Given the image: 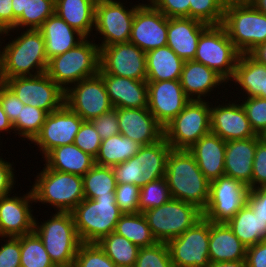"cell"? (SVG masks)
<instances>
[{"mask_svg": "<svg viewBox=\"0 0 266 267\" xmlns=\"http://www.w3.org/2000/svg\"><path fill=\"white\" fill-rule=\"evenodd\" d=\"M141 147V144L119 133L102 140L95 164L112 167L134 157Z\"/></svg>", "mask_w": 266, "mask_h": 267, "instance_id": "d590c367", "label": "cell"}, {"mask_svg": "<svg viewBox=\"0 0 266 267\" xmlns=\"http://www.w3.org/2000/svg\"><path fill=\"white\" fill-rule=\"evenodd\" d=\"M91 40V41H90ZM100 49L94 38L48 60L46 74L64 91L99 73Z\"/></svg>", "mask_w": 266, "mask_h": 267, "instance_id": "277c9868", "label": "cell"}, {"mask_svg": "<svg viewBox=\"0 0 266 267\" xmlns=\"http://www.w3.org/2000/svg\"><path fill=\"white\" fill-rule=\"evenodd\" d=\"M226 2H236V1H248V0H225Z\"/></svg>", "mask_w": 266, "mask_h": 267, "instance_id": "89a4df30", "label": "cell"}, {"mask_svg": "<svg viewBox=\"0 0 266 267\" xmlns=\"http://www.w3.org/2000/svg\"><path fill=\"white\" fill-rule=\"evenodd\" d=\"M168 18L189 17V0H149Z\"/></svg>", "mask_w": 266, "mask_h": 267, "instance_id": "db71d44e", "label": "cell"}, {"mask_svg": "<svg viewBox=\"0 0 266 267\" xmlns=\"http://www.w3.org/2000/svg\"><path fill=\"white\" fill-rule=\"evenodd\" d=\"M13 39L5 46L2 45L3 41L0 42L4 81L46 73L48 59L42 33L37 29H23Z\"/></svg>", "mask_w": 266, "mask_h": 267, "instance_id": "7a4b0ae2", "label": "cell"}, {"mask_svg": "<svg viewBox=\"0 0 266 267\" xmlns=\"http://www.w3.org/2000/svg\"><path fill=\"white\" fill-rule=\"evenodd\" d=\"M120 0H97L95 4L94 31L103 36L99 49L117 43H127L131 37L132 22L137 7L128 6Z\"/></svg>", "mask_w": 266, "mask_h": 267, "instance_id": "7c38bea8", "label": "cell"}, {"mask_svg": "<svg viewBox=\"0 0 266 267\" xmlns=\"http://www.w3.org/2000/svg\"><path fill=\"white\" fill-rule=\"evenodd\" d=\"M0 103L10 122L14 124L20 116L21 106L24 104L5 84L0 88Z\"/></svg>", "mask_w": 266, "mask_h": 267, "instance_id": "11a10c76", "label": "cell"}, {"mask_svg": "<svg viewBox=\"0 0 266 267\" xmlns=\"http://www.w3.org/2000/svg\"><path fill=\"white\" fill-rule=\"evenodd\" d=\"M157 242L167 243L179 237L203 217V211L188 202L170 199L167 203L143 212Z\"/></svg>", "mask_w": 266, "mask_h": 267, "instance_id": "9c48e42d", "label": "cell"}, {"mask_svg": "<svg viewBox=\"0 0 266 267\" xmlns=\"http://www.w3.org/2000/svg\"><path fill=\"white\" fill-rule=\"evenodd\" d=\"M117 234L127 238L139 248L157 243L143 213H124L116 224Z\"/></svg>", "mask_w": 266, "mask_h": 267, "instance_id": "8d00e7d4", "label": "cell"}, {"mask_svg": "<svg viewBox=\"0 0 266 267\" xmlns=\"http://www.w3.org/2000/svg\"><path fill=\"white\" fill-rule=\"evenodd\" d=\"M42 158L47 168L79 176L85 175L95 165V159L74 143L55 147Z\"/></svg>", "mask_w": 266, "mask_h": 267, "instance_id": "4dcf8cb0", "label": "cell"}, {"mask_svg": "<svg viewBox=\"0 0 266 267\" xmlns=\"http://www.w3.org/2000/svg\"><path fill=\"white\" fill-rule=\"evenodd\" d=\"M180 83L190 100H205L215 87L219 88L222 85L221 89L225 88L224 85L228 82L215 70L191 60L184 61Z\"/></svg>", "mask_w": 266, "mask_h": 267, "instance_id": "4316f807", "label": "cell"}, {"mask_svg": "<svg viewBox=\"0 0 266 267\" xmlns=\"http://www.w3.org/2000/svg\"><path fill=\"white\" fill-rule=\"evenodd\" d=\"M247 267H266V240L247 248Z\"/></svg>", "mask_w": 266, "mask_h": 267, "instance_id": "680465c9", "label": "cell"}, {"mask_svg": "<svg viewBox=\"0 0 266 267\" xmlns=\"http://www.w3.org/2000/svg\"><path fill=\"white\" fill-rule=\"evenodd\" d=\"M97 0H55V13L85 38L95 37L94 19Z\"/></svg>", "mask_w": 266, "mask_h": 267, "instance_id": "d6a6232c", "label": "cell"}, {"mask_svg": "<svg viewBox=\"0 0 266 267\" xmlns=\"http://www.w3.org/2000/svg\"><path fill=\"white\" fill-rule=\"evenodd\" d=\"M227 224L247 248L266 240V222L254 213L248 203Z\"/></svg>", "mask_w": 266, "mask_h": 267, "instance_id": "e575fe53", "label": "cell"}, {"mask_svg": "<svg viewBox=\"0 0 266 267\" xmlns=\"http://www.w3.org/2000/svg\"><path fill=\"white\" fill-rule=\"evenodd\" d=\"M165 179L172 199L193 204L201 211L207 207L210 181L187 149H171L167 157Z\"/></svg>", "mask_w": 266, "mask_h": 267, "instance_id": "6da1fadb", "label": "cell"}, {"mask_svg": "<svg viewBox=\"0 0 266 267\" xmlns=\"http://www.w3.org/2000/svg\"><path fill=\"white\" fill-rule=\"evenodd\" d=\"M171 199L165 177L149 182L140 188L139 212L159 207Z\"/></svg>", "mask_w": 266, "mask_h": 267, "instance_id": "ee69618b", "label": "cell"}, {"mask_svg": "<svg viewBox=\"0 0 266 267\" xmlns=\"http://www.w3.org/2000/svg\"><path fill=\"white\" fill-rule=\"evenodd\" d=\"M228 102L224 103L223 101L219 105L215 103L214 106L211 103V133L218 135L224 141L256 137L257 134L252 129L240 100L233 101L232 98V101Z\"/></svg>", "mask_w": 266, "mask_h": 267, "instance_id": "7402d4cb", "label": "cell"}, {"mask_svg": "<svg viewBox=\"0 0 266 267\" xmlns=\"http://www.w3.org/2000/svg\"><path fill=\"white\" fill-rule=\"evenodd\" d=\"M168 17L149 1L135 12L129 42L147 52L167 45Z\"/></svg>", "mask_w": 266, "mask_h": 267, "instance_id": "d6986e66", "label": "cell"}, {"mask_svg": "<svg viewBox=\"0 0 266 267\" xmlns=\"http://www.w3.org/2000/svg\"><path fill=\"white\" fill-rule=\"evenodd\" d=\"M98 245L115 265L134 266L138 257L139 247L127 238L112 232L103 237Z\"/></svg>", "mask_w": 266, "mask_h": 267, "instance_id": "f35d334b", "label": "cell"}, {"mask_svg": "<svg viewBox=\"0 0 266 267\" xmlns=\"http://www.w3.org/2000/svg\"><path fill=\"white\" fill-rule=\"evenodd\" d=\"M0 29L4 36H10L11 29H14L12 0H0Z\"/></svg>", "mask_w": 266, "mask_h": 267, "instance_id": "91938a15", "label": "cell"}, {"mask_svg": "<svg viewBox=\"0 0 266 267\" xmlns=\"http://www.w3.org/2000/svg\"><path fill=\"white\" fill-rule=\"evenodd\" d=\"M171 147L163 137L157 143L142 146L129 160L112 166L117 184H134L139 188L165 177Z\"/></svg>", "mask_w": 266, "mask_h": 267, "instance_id": "ba28073f", "label": "cell"}, {"mask_svg": "<svg viewBox=\"0 0 266 267\" xmlns=\"http://www.w3.org/2000/svg\"><path fill=\"white\" fill-rule=\"evenodd\" d=\"M209 267H247L246 260L213 262Z\"/></svg>", "mask_w": 266, "mask_h": 267, "instance_id": "e7e4bbea", "label": "cell"}, {"mask_svg": "<svg viewBox=\"0 0 266 267\" xmlns=\"http://www.w3.org/2000/svg\"><path fill=\"white\" fill-rule=\"evenodd\" d=\"M120 134L142 146L157 143L164 137V129L147 107L117 108Z\"/></svg>", "mask_w": 266, "mask_h": 267, "instance_id": "603a6c76", "label": "cell"}, {"mask_svg": "<svg viewBox=\"0 0 266 267\" xmlns=\"http://www.w3.org/2000/svg\"><path fill=\"white\" fill-rule=\"evenodd\" d=\"M188 151L209 181L224 175L226 141L218 135L210 132L202 136Z\"/></svg>", "mask_w": 266, "mask_h": 267, "instance_id": "83f0119b", "label": "cell"}, {"mask_svg": "<svg viewBox=\"0 0 266 267\" xmlns=\"http://www.w3.org/2000/svg\"><path fill=\"white\" fill-rule=\"evenodd\" d=\"M98 243H82L79 246L73 267H115Z\"/></svg>", "mask_w": 266, "mask_h": 267, "instance_id": "bcb514c9", "label": "cell"}, {"mask_svg": "<svg viewBox=\"0 0 266 267\" xmlns=\"http://www.w3.org/2000/svg\"><path fill=\"white\" fill-rule=\"evenodd\" d=\"M31 189L35 203L49 204L59 212H71L85 197L83 177L47 168L37 173Z\"/></svg>", "mask_w": 266, "mask_h": 267, "instance_id": "8992f818", "label": "cell"}, {"mask_svg": "<svg viewBox=\"0 0 266 267\" xmlns=\"http://www.w3.org/2000/svg\"><path fill=\"white\" fill-rule=\"evenodd\" d=\"M47 112L30 105L21 106L20 116L13 124L15 135L18 134L19 138L22 137L28 141H32L35 136L40 132L44 124Z\"/></svg>", "mask_w": 266, "mask_h": 267, "instance_id": "60d3db41", "label": "cell"}, {"mask_svg": "<svg viewBox=\"0 0 266 267\" xmlns=\"http://www.w3.org/2000/svg\"><path fill=\"white\" fill-rule=\"evenodd\" d=\"M65 104L84 121H91L113 108L99 74L71 85L65 91Z\"/></svg>", "mask_w": 266, "mask_h": 267, "instance_id": "2e32d148", "label": "cell"}, {"mask_svg": "<svg viewBox=\"0 0 266 267\" xmlns=\"http://www.w3.org/2000/svg\"><path fill=\"white\" fill-rule=\"evenodd\" d=\"M148 109L164 128L190 101L180 80L147 81Z\"/></svg>", "mask_w": 266, "mask_h": 267, "instance_id": "ffe728a7", "label": "cell"}, {"mask_svg": "<svg viewBox=\"0 0 266 267\" xmlns=\"http://www.w3.org/2000/svg\"><path fill=\"white\" fill-rule=\"evenodd\" d=\"M102 139L91 121H84L76 134L74 144L94 159L97 157Z\"/></svg>", "mask_w": 266, "mask_h": 267, "instance_id": "c3c4849f", "label": "cell"}, {"mask_svg": "<svg viewBox=\"0 0 266 267\" xmlns=\"http://www.w3.org/2000/svg\"><path fill=\"white\" fill-rule=\"evenodd\" d=\"M184 61L169 47L146 52V81L180 80Z\"/></svg>", "mask_w": 266, "mask_h": 267, "instance_id": "836d02e7", "label": "cell"}, {"mask_svg": "<svg viewBox=\"0 0 266 267\" xmlns=\"http://www.w3.org/2000/svg\"><path fill=\"white\" fill-rule=\"evenodd\" d=\"M248 193L246 184L226 175L210 181L203 217L214 223H227L247 203Z\"/></svg>", "mask_w": 266, "mask_h": 267, "instance_id": "9a60e30c", "label": "cell"}, {"mask_svg": "<svg viewBox=\"0 0 266 267\" xmlns=\"http://www.w3.org/2000/svg\"><path fill=\"white\" fill-rule=\"evenodd\" d=\"M190 100L164 129V138L172 149H189L211 132L209 100Z\"/></svg>", "mask_w": 266, "mask_h": 267, "instance_id": "30bf717a", "label": "cell"}, {"mask_svg": "<svg viewBox=\"0 0 266 267\" xmlns=\"http://www.w3.org/2000/svg\"><path fill=\"white\" fill-rule=\"evenodd\" d=\"M209 25L189 17L168 18L167 46L183 61L194 59L201 33Z\"/></svg>", "mask_w": 266, "mask_h": 267, "instance_id": "d4e9b609", "label": "cell"}, {"mask_svg": "<svg viewBox=\"0 0 266 267\" xmlns=\"http://www.w3.org/2000/svg\"><path fill=\"white\" fill-rule=\"evenodd\" d=\"M247 247L227 223L210 221L209 260L213 262L246 260Z\"/></svg>", "mask_w": 266, "mask_h": 267, "instance_id": "f546056e", "label": "cell"}, {"mask_svg": "<svg viewBox=\"0 0 266 267\" xmlns=\"http://www.w3.org/2000/svg\"><path fill=\"white\" fill-rule=\"evenodd\" d=\"M74 224L82 243H98L115 231L124 214L115 197L84 198L72 211Z\"/></svg>", "mask_w": 266, "mask_h": 267, "instance_id": "52a82bcc", "label": "cell"}, {"mask_svg": "<svg viewBox=\"0 0 266 267\" xmlns=\"http://www.w3.org/2000/svg\"><path fill=\"white\" fill-rule=\"evenodd\" d=\"M247 203L266 222V186L249 190Z\"/></svg>", "mask_w": 266, "mask_h": 267, "instance_id": "6f0895ef", "label": "cell"}, {"mask_svg": "<svg viewBox=\"0 0 266 267\" xmlns=\"http://www.w3.org/2000/svg\"><path fill=\"white\" fill-rule=\"evenodd\" d=\"M5 84L3 73H2V57L0 52V88Z\"/></svg>", "mask_w": 266, "mask_h": 267, "instance_id": "003e7915", "label": "cell"}, {"mask_svg": "<svg viewBox=\"0 0 266 267\" xmlns=\"http://www.w3.org/2000/svg\"><path fill=\"white\" fill-rule=\"evenodd\" d=\"M140 188L134 184H117L115 200L123 213H139Z\"/></svg>", "mask_w": 266, "mask_h": 267, "instance_id": "681fc988", "label": "cell"}, {"mask_svg": "<svg viewBox=\"0 0 266 267\" xmlns=\"http://www.w3.org/2000/svg\"><path fill=\"white\" fill-rule=\"evenodd\" d=\"M38 30L45 40L48 60L76 47L85 39L56 13L48 17Z\"/></svg>", "mask_w": 266, "mask_h": 267, "instance_id": "f1b7e54d", "label": "cell"}, {"mask_svg": "<svg viewBox=\"0 0 266 267\" xmlns=\"http://www.w3.org/2000/svg\"><path fill=\"white\" fill-rule=\"evenodd\" d=\"M20 265L21 267H56L34 231L21 236Z\"/></svg>", "mask_w": 266, "mask_h": 267, "instance_id": "ab89813d", "label": "cell"}, {"mask_svg": "<svg viewBox=\"0 0 266 267\" xmlns=\"http://www.w3.org/2000/svg\"><path fill=\"white\" fill-rule=\"evenodd\" d=\"M15 195V196H13ZM0 197V237H19L34 230L32 189L23 196L18 194ZM32 209V210H31Z\"/></svg>", "mask_w": 266, "mask_h": 267, "instance_id": "44dd1931", "label": "cell"}, {"mask_svg": "<svg viewBox=\"0 0 266 267\" xmlns=\"http://www.w3.org/2000/svg\"><path fill=\"white\" fill-rule=\"evenodd\" d=\"M240 52L222 25H209L200 35L193 61L215 70L228 83L233 78Z\"/></svg>", "mask_w": 266, "mask_h": 267, "instance_id": "8fae6325", "label": "cell"}, {"mask_svg": "<svg viewBox=\"0 0 266 267\" xmlns=\"http://www.w3.org/2000/svg\"><path fill=\"white\" fill-rule=\"evenodd\" d=\"M262 98L266 99V92H265V94L262 96Z\"/></svg>", "mask_w": 266, "mask_h": 267, "instance_id": "753ad0ef", "label": "cell"}, {"mask_svg": "<svg viewBox=\"0 0 266 267\" xmlns=\"http://www.w3.org/2000/svg\"><path fill=\"white\" fill-rule=\"evenodd\" d=\"M0 156V197L12 194V189L17 181L15 177L14 167L9 161L3 160ZM15 179V180H14Z\"/></svg>", "mask_w": 266, "mask_h": 267, "instance_id": "9f6ffc18", "label": "cell"}, {"mask_svg": "<svg viewBox=\"0 0 266 267\" xmlns=\"http://www.w3.org/2000/svg\"><path fill=\"white\" fill-rule=\"evenodd\" d=\"M248 54L257 62L266 66V42L259 44Z\"/></svg>", "mask_w": 266, "mask_h": 267, "instance_id": "6125c7cd", "label": "cell"}, {"mask_svg": "<svg viewBox=\"0 0 266 267\" xmlns=\"http://www.w3.org/2000/svg\"><path fill=\"white\" fill-rule=\"evenodd\" d=\"M259 135L226 141L224 175L246 184L251 190L252 167Z\"/></svg>", "mask_w": 266, "mask_h": 267, "instance_id": "484cf974", "label": "cell"}, {"mask_svg": "<svg viewBox=\"0 0 266 267\" xmlns=\"http://www.w3.org/2000/svg\"><path fill=\"white\" fill-rule=\"evenodd\" d=\"M55 13V0H30L26 13L17 19L16 32L25 29H39L43 22ZM21 28V29H19Z\"/></svg>", "mask_w": 266, "mask_h": 267, "instance_id": "b9f144b4", "label": "cell"}, {"mask_svg": "<svg viewBox=\"0 0 266 267\" xmlns=\"http://www.w3.org/2000/svg\"><path fill=\"white\" fill-rule=\"evenodd\" d=\"M134 267H174L167 243L140 248Z\"/></svg>", "mask_w": 266, "mask_h": 267, "instance_id": "f6af8a7d", "label": "cell"}, {"mask_svg": "<svg viewBox=\"0 0 266 267\" xmlns=\"http://www.w3.org/2000/svg\"><path fill=\"white\" fill-rule=\"evenodd\" d=\"M102 140L120 133L117 108L91 120Z\"/></svg>", "mask_w": 266, "mask_h": 267, "instance_id": "f5cc1de1", "label": "cell"}, {"mask_svg": "<svg viewBox=\"0 0 266 267\" xmlns=\"http://www.w3.org/2000/svg\"><path fill=\"white\" fill-rule=\"evenodd\" d=\"M240 93L245 97H262L266 92V66L257 62L249 54H240L233 78Z\"/></svg>", "mask_w": 266, "mask_h": 267, "instance_id": "1f68e13d", "label": "cell"}, {"mask_svg": "<svg viewBox=\"0 0 266 267\" xmlns=\"http://www.w3.org/2000/svg\"><path fill=\"white\" fill-rule=\"evenodd\" d=\"M115 267H134V266H121V265H116Z\"/></svg>", "mask_w": 266, "mask_h": 267, "instance_id": "8c879c8a", "label": "cell"}, {"mask_svg": "<svg viewBox=\"0 0 266 267\" xmlns=\"http://www.w3.org/2000/svg\"><path fill=\"white\" fill-rule=\"evenodd\" d=\"M5 85L24 105L43 109L48 114L65 104V91L46 73L7 79Z\"/></svg>", "mask_w": 266, "mask_h": 267, "instance_id": "5bb4252c", "label": "cell"}, {"mask_svg": "<svg viewBox=\"0 0 266 267\" xmlns=\"http://www.w3.org/2000/svg\"><path fill=\"white\" fill-rule=\"evenodd\" d=\"M210 221L202 217L179 237L167 242L174 267H209Z\"/></svg>", "mask_w": 266, "mask_h": 267, "instance_id": "4fadbf2b", "label": "cell"}, {"mask_svg": "<svg viewBox=\"0 0 266 267\" xmlns=\"http://www.w3.org/2000/svg\"><path fill=\"white\" fill-rule=\"evenodd\" d=\"M12 131H14L13 124L10 122L0 103V133L7 132L11 134Z\"/></svg>", "mask_w": 266, "mask_h": 267, "instance_id": "be15d7a7", "label": "cell"}, {"mask_svg": "<svg viewBox=\"0 0 266 267\" xmlns=\"http://www.w3.org/2000/svg\"><path fill=\"white\" fill-rule=\"evenodd\" d=\"M56 267H73L79 246L82 244L71 212H59L47 221L34 220V230Z\"/></svg>", "mask_w": 266, "mask_h": 267, "instance_id": "3957f363", "label": "cell"}, {"mask_svg": "<svg viewBox=\"0 0 266 267\" xmlns=\"http://www.w3.org/2000/svg\"><path fill=\"white\" fill-rule=\"evenodd\" d=\"M221 25L240 54L266 42V14L249 1L226 2Z\"/></svg>", "mask_w": 266, "mask_h": 267, "instance_id": "5b68a950", "label": "cell"}, {"mask_svg": "<svg viewBox=\"0 0 266 267\" xmlns=\"http://www.w3.org/2000/svg\"><path fill=\"white\" fill-rule=\"evenodd\" d=\"M83 177L84 197H115L117 181L112 167L94 165Z\"/></svg>", "mask_w": 266, "mask_h": 267, "instance_id": "74e56055", "label": "cell"}, {"mask_svg": "<svg viewBox=\"0 0 266 267\" xmlns=\"http://www.w3.org/2000/svg\"><path fill=\"white\" fill-rule=\"evenodd\" d=\"M5 238L0 247V267H21V236Z\"/></svg>", "mask_w": 266, "mask_h": 267, "instance_id": "816d5d0a", "label": "cell"}, {"mask_svg": "<svg viewBox=\"0 0 266 267\" xmlns=\"http://www.w3.org/2000/svg\"><path fill=\"white\" fill-rule=\"evenodd\" d=\"M3 31L0 29V38L3 36ZM1 40H3V41H5L4 39H3V37L0 39V42H1Z\"/></svg>", "mask_w": 266, "mask_h": 267, "instance_id": "2644e50d", "label": "cell"}, {"mask_svg": "<svg viewBox=\"0 0 266 267\" xmlns=\"http://www.w3.org/2000/svg\"><path fill=\"white\" fill-rule=\"evenodd\" d=\"M257 10L266 14V0H248Z\"/></svg>", "mask_w": 266, "mask_h": 267, "instance_id": "03108f58", "label": "cell"}, {"mask_svg": "<svg viewBox=\"0 0 266 267\" xmlns=\"http://www.w3.org/2000/svg\"><path fill=\"white\" fill-rule=\"evenodd\" d=\"M260 139L264 142H266V129L261 132V134L259 135Z\"/></svg>", "mask_w": 266, "mask_h": 267, "instance_id": "a7ac6f4b", "label": "cell"}, {"mask_svg": "<svg viewBox=\"0 0 266 267\" xmlns=\"http://www.w3.org/2000/svg\"><path fill=\"white\" fill-rule=\"evenodd\" d=\"M244 99V101H243ZM240 99L247 118L254 132L260 135L266 129V99L262 97H245Z\"/></svg>", "mask_w": 266, "mask_h": 267, "instance_id": "7dc6e473", "label": "cell"}, {"mask_svg": "<svg viewBox=\"0 0 266 267\" xmlns=\"http://www.w3.org/2000/svg\"><path fill=\"white\" fill-rule=\"evenodd\" d=\"M189 18L207 25H221L225 11V0H189Z\"/></svg>", "mask_w": 266, "mask_h": 267, "instance_id": "7bdbcfd3", "label": "cell"}, {"mask_svg": "<svg viewBox=\"0 0 266 267\" xmlns=\"http://www.w3.org/2000/svg\"><path fill=\"white\" fill-rule=\"evenodd\" d=\"M84 120L66 104L47 114L40 132L31 141L44 157L50 150L75 141Z\"/></svg>", "mask_w": 266, "mask_h": 267, "instance_id": "ac0fdd59", "label": "cell"}, {"mask_svg": "<svg viewBox=\"0 0 266 267\" xmlns=\"http://www.w3.org/2000/svg\"><path fill=\"white\" fill-rule=\"evenodd\" d=\"M104 81L113 108L148 107L146 80H134L106 73H98Z\"/></svg>", "mask_w": 266, "mask_h": 267, "instance_id": "cb8c5ba5", "label": "cell"}, {"mask_svg": "<svg viewBox=\"0 0 266 267\" xmlns=\"http://www.w3.org/2000/svg\"><path fill=\"white\" fill-rule=\"evenodd\" d=\"M30 0H12V9L14 12V29H11L14 33L15 24L17 19L22 15V13H26L27 5Z\"/></svg>", "mask_w": 266, "mask_h": 267, "instance_id": "94428289", "label": "cell"}, {"mask_svg": "<svg viewBox=\"0 0 266 267\" xmlns=\"http://www.w3.org/2000/svg\"><path fill=\"white\" fill-rule=\"evenodd\" d=\"M264 186H266V142L260 139L254 155L251 189Z\"/></svg>", "mask_w": 266, "mask_h": 267, "instance_id": "f907efd6", "label": "cell"}, {"mask_svg": "<svg viewBox=\"0 0 266 267\" xmlns=\"http://www.w3.org/2000/svg\"><path fill=\"white\" fill-rule=\"evenodd\" d=\"M99 73L146 80V52L130 42L104 46L100 48Z\"/></svg>", "mask_w": 266, "mask_h": 267, "instance_id": "e0dca14e", "label": "cell"}]
</instances>
